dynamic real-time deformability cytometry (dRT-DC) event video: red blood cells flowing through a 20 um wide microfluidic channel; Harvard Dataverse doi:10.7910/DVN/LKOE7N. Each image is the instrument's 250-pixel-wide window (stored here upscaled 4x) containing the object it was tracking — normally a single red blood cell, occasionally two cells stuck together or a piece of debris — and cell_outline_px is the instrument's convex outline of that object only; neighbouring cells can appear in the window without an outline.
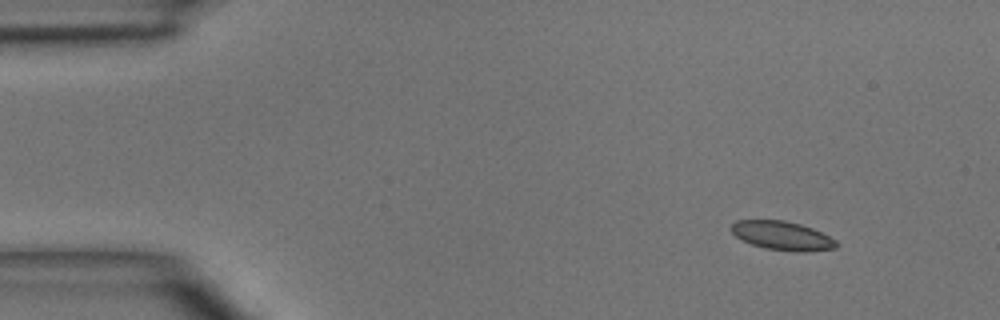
{"species": "common noctule bat (a hibernating species)", "species_latin": "Nyctalus noctula", "temperature_condition": "room temperature", "stored_images_in_passage": 3, "camera_frame_rate_fps": 3000, "um_per_image_px": 0.085, "animal": {"sex": "male", "body_mass_g": 15.6}, "frame": {"image": 1, "passage_image": 1, "time_ms": 0.0, "image_size_px": [1000, 320], "cell_outline_px": [[840, 244], [836, 248], [804, 252], [764, 248], [752, 244], [736, 236], [732, 232], [732, 224], [736, 220], [784, 220], [800, 224], [812, 228], [836, 240]], "centroid_in_image_um": [66.52, 20.03], "position_along_channel_um": 18.5, "area_um2": 17.46}}